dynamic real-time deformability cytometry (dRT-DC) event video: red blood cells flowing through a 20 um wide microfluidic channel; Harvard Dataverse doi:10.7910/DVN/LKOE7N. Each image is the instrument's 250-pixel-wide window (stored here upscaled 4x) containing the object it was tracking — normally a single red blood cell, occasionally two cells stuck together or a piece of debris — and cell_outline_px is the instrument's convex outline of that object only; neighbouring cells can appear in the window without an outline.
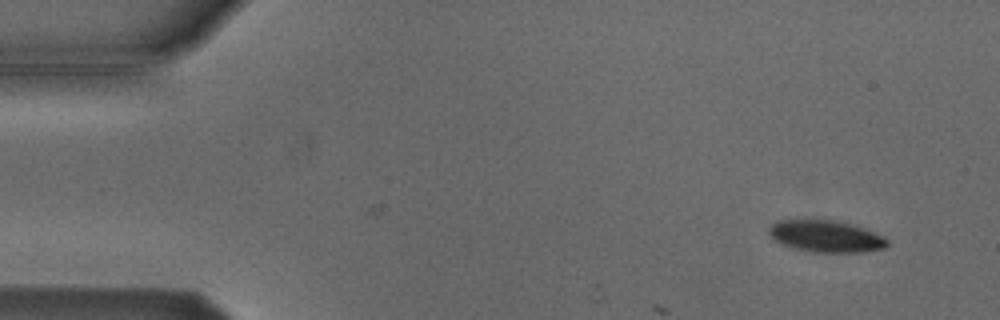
{"species": "Egyptian fruit bat (a non-hibernating species)", "species_latin": "Rousettus aegyptiacus", "temperature_condition": "cold", "stored_images_in_passage": 2, "camera_frame_rate_fps": 3000, "um_per_image_px": 0.085, "animal": {"sex": "male"}, "frame": {"image": 1, "passage_image": 2, "time_ms": 1.0, "image_size_px": [1000, 320], "cell_outline_px": [[888, 244], [884, 248], [864, 252], [808, 252], [792, 248], [780, 244], [772, 240], [768, 232], [768, 228], [772, 224], [780, 220], [836, 220], [856, 224], [884, 236], [888, 240]], "centroid_in_image_um": [70.19, 20.08], "position_along_channel_um": 14.8, "area_um2": 22.37}}